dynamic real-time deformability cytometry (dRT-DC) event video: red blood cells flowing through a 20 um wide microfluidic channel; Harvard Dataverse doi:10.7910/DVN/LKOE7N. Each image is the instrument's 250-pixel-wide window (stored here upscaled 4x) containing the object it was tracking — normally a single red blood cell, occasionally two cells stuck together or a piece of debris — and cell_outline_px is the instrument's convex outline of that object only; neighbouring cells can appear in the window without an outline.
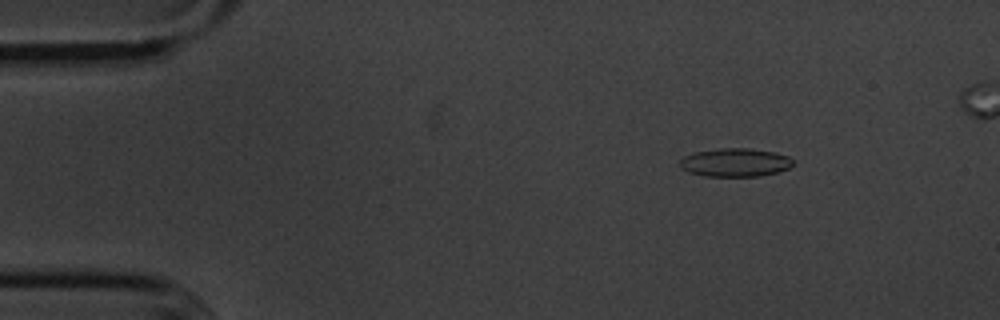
{"species": "common noctule bat (a hibernating species)", "species_latin": "Nyctalus noctula", "temperature_condition": "cold", "stored_images_in_passage": 48, "camera_frame_rate_fps": 3000, "um_per_image_px": 0.085, "animal": {"sex": "male", "body_mass_g": 20.1, "forearm_length_mm": 53.5}, "frame": {"image": 1, "passage_image": 4, "time_ms": 1.0, "image_size_px": [1000, 320], "cell_outline_px": [[792, 164], [788, 168], [780, 172], [760, 176], [704, 176], [688, 172], [680, 168], [680, 160], [684, 156], [696, 152], [720, 148], [748, 148], [776, 152], [788, 156], [792, 160]], "centroid_in_image_um": [62.49, 13.81], "position_along_channel_um": 22.5, "area_um2": 18.79}}
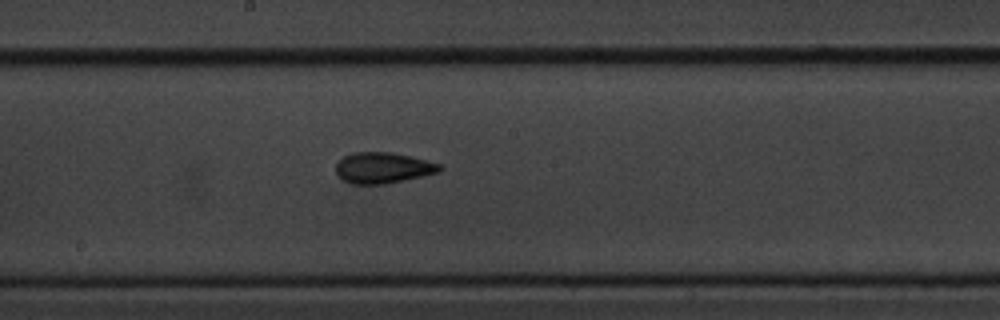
{"frame": {"image": 2, "passage_image": 26, "time_ms": 8.333, "image_size_px": [1000, 320], "cell_outline_px": [[444, 168], [440, 172], [404, 180], [384, 184], [352, 184], [344, 180], [336, 172], [336, 164], [344, 156], [352, 152], [392, 152], [412, 156], [440, 164]], "centroid_in_image_um": [32.57, 14.26], "position_along_channel_um": 215.6, "area_um2": 18.73}}
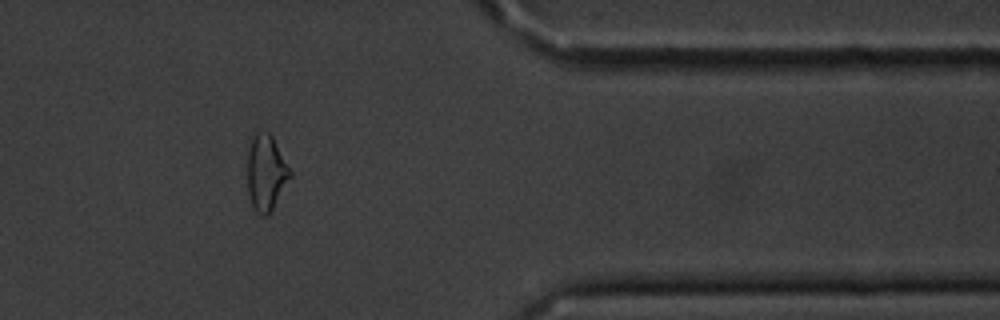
{"frame": {"image": 3, "passage_image": 42, "time_ms": 13.667, "image_size_px": [1000, 320], "cell_outline_px": [[292, 176], [268, 216], [260, 216], [256, 212], [252, 204], [248, 192], [248, 136], [256, 132], [268, 132], [272, 136], [292, 172]], "centroid_in_image_um": [22.6, 14.66], "position_along_channel_um": 388.8, "area_um2": 19.07}}